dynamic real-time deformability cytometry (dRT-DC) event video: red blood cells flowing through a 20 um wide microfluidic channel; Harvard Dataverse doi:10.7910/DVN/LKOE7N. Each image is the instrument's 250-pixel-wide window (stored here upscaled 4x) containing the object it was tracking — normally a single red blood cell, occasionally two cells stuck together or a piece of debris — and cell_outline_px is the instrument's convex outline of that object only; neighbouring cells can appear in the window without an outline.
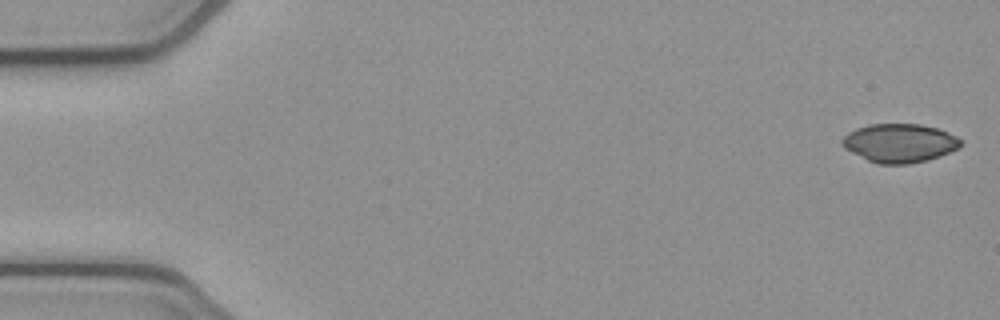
{"species": "common noctule bat (a hibernating species)", "species_latin": "Nyctalus noctula", "temperature_condition": "cold", "stored_images_in_passage": 52, "camera_frame_rate_fps": 3000, "um_per_image_px": 0.085, "animal": {"sex": "female", "body_mass_g": 21.9}, "frame": {"image": 1, "passage_image": 1, "time_ms": 0.0, "image_size_px": [1000, 320], "cell_outline_px": [[960, 144], [956, 148], [940, 156], [928, 160], [908, 164], [876, 164], [844, 148], [840, 144], [840, 140], [848, 132], [856, 128], [872, 124], [920, 124], [936, 128], [948, 132], [956, 136], [960, 140]], "centroid_in_image_um": [76.42, 12.16], "position_along_channel_um": 8.6, "area_um2": 26.59}}
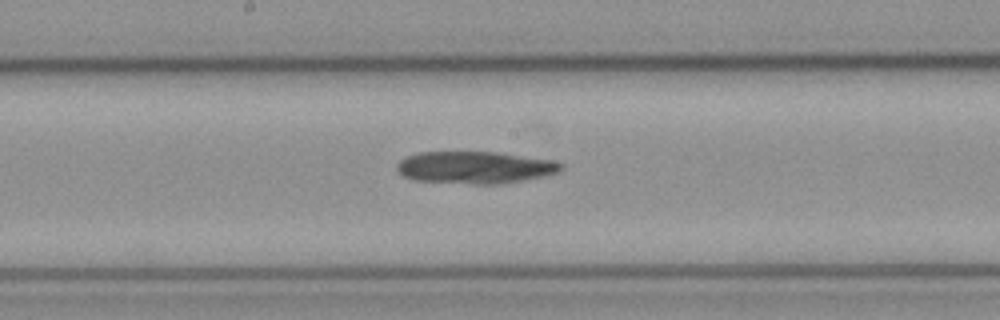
{"frame": {"image": 2, "passage_image": 27, "time_ms": 8.667, "image_size_px": [1000, 320], "cell_outline_px": [[564, 168], [560, 172], [544, 176], [524, 180], [500, 184], [472, 184], [412, 180], [396, 172], [396, 164], [400, 160], [408, 156], [420, 152], [496, 152], [552, 160], [564, 164]], "centroid_in_image_um": [40.37, 14.24], "position_along_channel_um": 207.8, "area_um2": 30.98}}
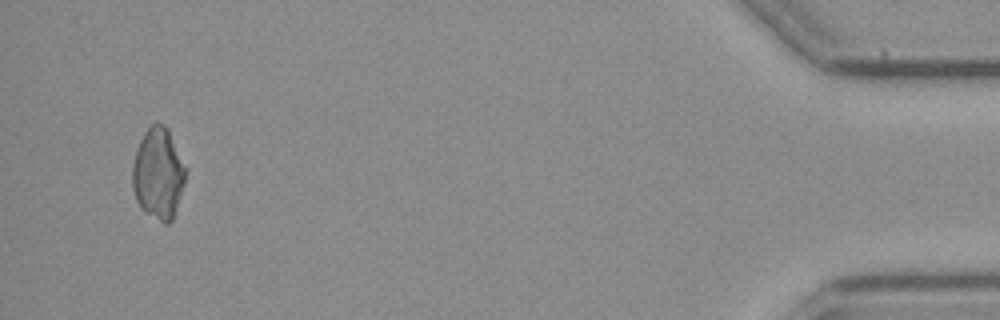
{"frame": {"image": 3, "passage_image": 50, "time_ms": 16.333, "image_size_px": [1000, 320], "cell_outline_px": [[188, 168], [184, 184], [172, 220], [168, 224], [164, 224], [144, 212], [140, 208], [136, 200], [132, 188], [132, 164], [136, 148], [144, 132], [156, 120], [164, 124], [168, 128]], "centroid_in_image_um": [13.45, 14.72], "position_along_channel_um": 421.7, "area_um2": 28.96}}